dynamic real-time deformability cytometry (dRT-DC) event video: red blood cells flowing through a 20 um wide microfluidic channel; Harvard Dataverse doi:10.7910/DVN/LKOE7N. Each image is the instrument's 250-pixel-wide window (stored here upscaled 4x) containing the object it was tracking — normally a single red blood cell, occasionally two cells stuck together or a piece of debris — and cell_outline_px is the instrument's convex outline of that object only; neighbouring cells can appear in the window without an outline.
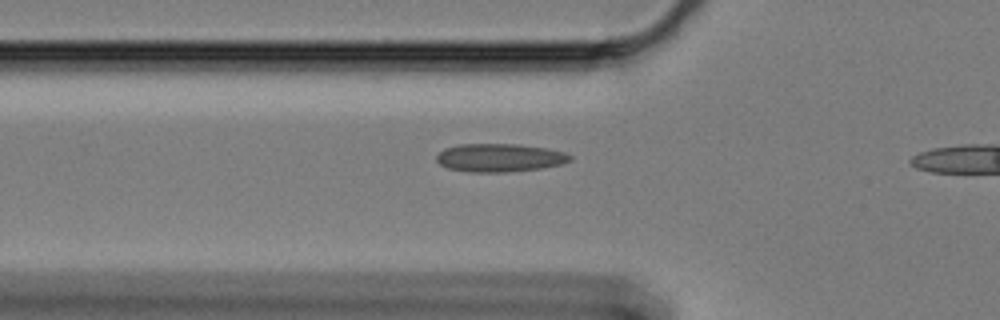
{"species": "Egyptian fruit bat (a non-hibernating species)", "species_latin": "Rousettus aegyptiacus", "temperature_condition": "cold", "stored_images_in_passage": 40, "camera_frame_rate_fps": 3000, "um_per_image_px": 0.085, "animal": {"sex": "female"}, "frame": {"image": 1, "passage_image": 11, "time_ms": 3.333, "image_size_px": [1000, 320], "cell_outline_px": [[572, 160], [560, 164], [540, 168], [504, 172], [472, 172], [448, 168], [440, 164], [436, 160], [436, 156], [444, 148], [460, 144], [520, 144], [548, 148], [564, 152], [572, 156]], "centroid_in_image_um": [42.47, 13.39], "position_along_channel_um": 83.3, "area_um2": 21.91}}
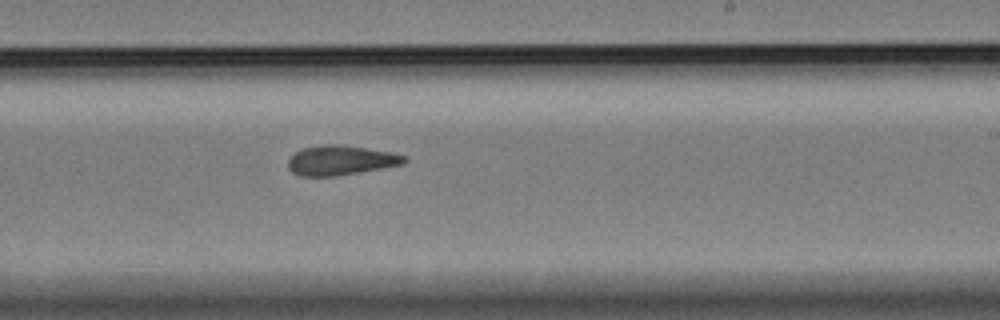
{"frame": {"image": 2, "passage_image": 27, "time_ms": 8.667, "image_size_px": [1000, 320], "cell_outline_px": [[408, 160], [404, 164], [336, 176], [300, 176], [292, 172], [288, 168], [288, 160], [300, 148], [320, 144], [340, 144], [392, 152], [408, 156]], "centroid_in_image_um": [28.97, 13.61], "position_along_channel_um": 260.0, "area_um2": 20.29}}
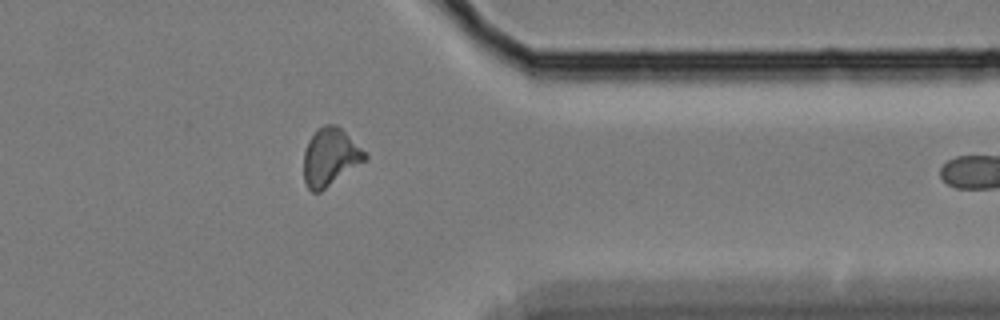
{"frame": {"image": 3, "passage_image": 39, "time_ms": 12.667, "image_size_px": [1000, 320], "cell_outline_px": [[368, 156], [364, 160], [320, 192], [312, 192], [308, 188], [304, 180], [304, 152], [308, 140], [316, 128], [324, 124], [336, 124]], "centroid_in_image_um": [28.0, 13.33], "position_along_channel_um": 383.4, "area_um2": 20.06}}